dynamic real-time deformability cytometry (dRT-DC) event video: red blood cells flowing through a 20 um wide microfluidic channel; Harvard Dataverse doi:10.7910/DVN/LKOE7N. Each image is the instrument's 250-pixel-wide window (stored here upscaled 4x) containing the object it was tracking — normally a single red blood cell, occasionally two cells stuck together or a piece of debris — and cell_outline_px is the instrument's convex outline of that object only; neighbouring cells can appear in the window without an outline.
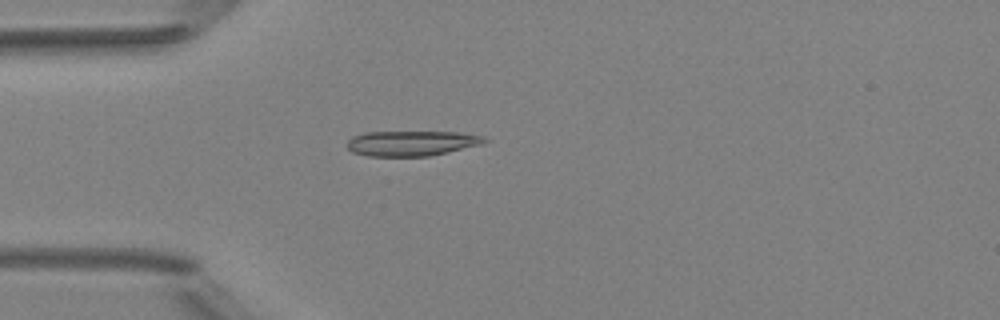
{"species": "Egyptian fruit bat (a non-hibernating species)", "species_latin": "Rousettus aegyptiacus", "temperature_condition": "room temperature", "stored_images_in_passage": 4, "camera_frame_rate_fps": 3000, "um_per_image_px": 0.085, "animal": {"sex": "female"}, "frame": {"image": 1, "passage_image": 4, "time_ms": 3.333, "image_size_px": [1000, 320], "cell_outline_px": [[488, 140], [480, 144], [448, 152], [428, 156], [368, 156], [352, 152], [348, 148], [348, 140], [352, 136], [364, 132], [460, 132], [484, 136]], "centroid_in_image_um": [34.96, 12.17], "position_along_channel_um": 50.0, "area_um2": 20.06}}